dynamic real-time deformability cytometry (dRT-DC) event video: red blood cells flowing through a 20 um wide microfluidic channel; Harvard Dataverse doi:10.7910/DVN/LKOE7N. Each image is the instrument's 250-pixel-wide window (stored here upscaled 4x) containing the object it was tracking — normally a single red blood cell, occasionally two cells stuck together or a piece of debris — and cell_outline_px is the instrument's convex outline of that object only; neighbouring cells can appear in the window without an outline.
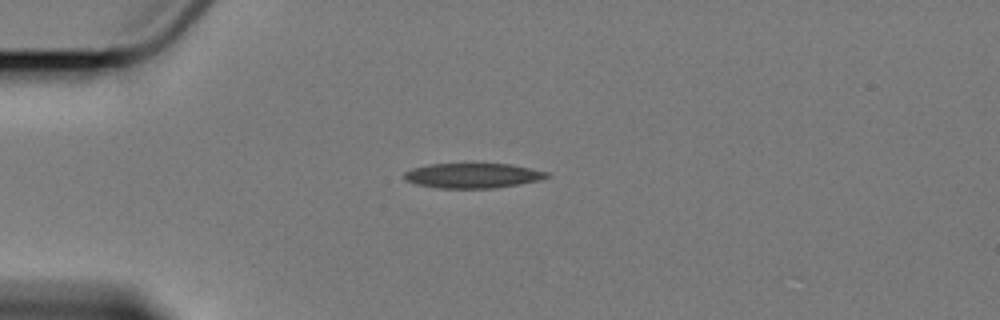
{"species": "Egyptian fruit bat (a non-hibernating species)", "species_latin": "Rousettus aegyptiacus", "temperature_condition": "cold", "stored_images_in_passage": 1, "camera_frame_rate_fps": 3000, "um_per_image_px": 0.085, "animal": {"sex": "female"}, "frame": {"image": 1, "passage_image": 1, "time_ms": 0.0, "image_size_px": [1000, 320], "cell_outline_px": [[552, 176], [540, 180], [492, 188], [440, 188], [416, 184], [404, 180], [404, 172], [412, 168], [428, 164], [512, 164], [548, 172]], "centroid_in_image_um": [40.17, 14.92], "position_along_channel_um": 44.8, "area_um2": 20.63}}